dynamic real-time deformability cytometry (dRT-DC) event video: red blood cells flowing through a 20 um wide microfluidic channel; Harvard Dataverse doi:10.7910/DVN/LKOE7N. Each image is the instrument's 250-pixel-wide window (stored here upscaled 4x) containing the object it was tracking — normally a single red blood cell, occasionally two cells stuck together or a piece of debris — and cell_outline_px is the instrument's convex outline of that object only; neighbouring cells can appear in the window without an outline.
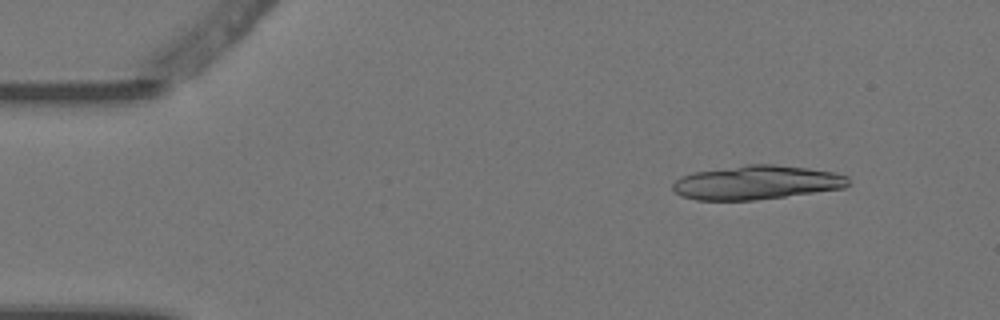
{"species": "Egyptian fruit bat (a non-hibernating species)", "species_latin": "Rousettus aegyptiacus", "temperature_condition": "warm", "stored_images_in_passage": 6, "camera_frame_rate_fps": 3000, "um_per_image_px": 0.085, "animal": {"sex": "female"}, "frame": {"image": 1, "passage_image": 2, "time_ms": 0.333, "image_size_px": [1000, 320], "cell_outline_px": [[848, 184], [844, 188], [756, 200], [696, 200], [680, 196], [672, 188], [672, 184], [680, 176], [692, 172], [748, 164], [772, 164], [808, 168], [836, 172], [848, 176]], "centroid_in_image_um": [64.28, 15.51], "position_along_channel_um": 20.7, "area_um2": 34.85}}